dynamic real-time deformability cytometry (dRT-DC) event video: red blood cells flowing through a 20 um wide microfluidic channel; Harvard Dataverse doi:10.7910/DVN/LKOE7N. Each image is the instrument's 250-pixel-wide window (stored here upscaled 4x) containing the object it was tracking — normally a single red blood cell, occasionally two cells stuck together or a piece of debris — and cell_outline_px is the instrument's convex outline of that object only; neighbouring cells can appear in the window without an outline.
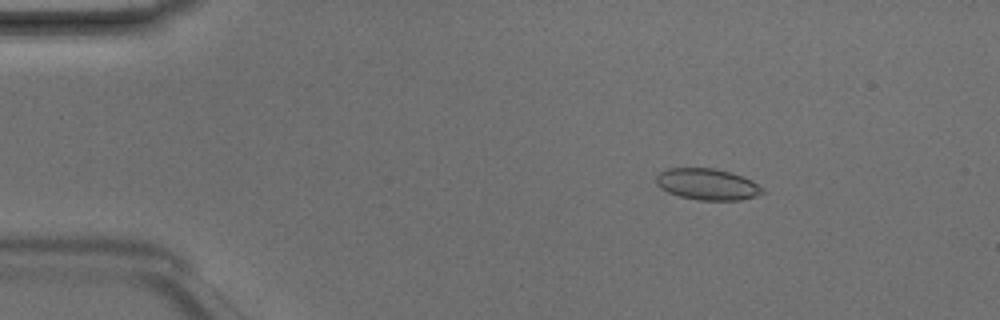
{"species": "Egyptian fruit bat (a non-hibernating species)", "species_latin": "Rousettus aegyptiacus", "temperature_condition": "room temperature", "stored_images_in_passage": 4, "camera_frame_rate_fps": 3000, "um_per_image_px": 0.085, "animal": {"sex": "male"}, "frame": {"image": 1, "passage_image": 2, "time_ms": 0.333, "image_size_px": [1000, 320], "cell_outline_px": [[764, 192], [756, 196], [740, 200], [700, 200], [680, 196], [668, 192], [660, 188], [656, 184], [656, 176], [664, 168], [716, 168], [744, 176], [752, 180], [764, 188]], "centroid_in_image_um": [60.13, 15.65], "position_along_channel_um": 24.9, "area_um2": 19.59}}